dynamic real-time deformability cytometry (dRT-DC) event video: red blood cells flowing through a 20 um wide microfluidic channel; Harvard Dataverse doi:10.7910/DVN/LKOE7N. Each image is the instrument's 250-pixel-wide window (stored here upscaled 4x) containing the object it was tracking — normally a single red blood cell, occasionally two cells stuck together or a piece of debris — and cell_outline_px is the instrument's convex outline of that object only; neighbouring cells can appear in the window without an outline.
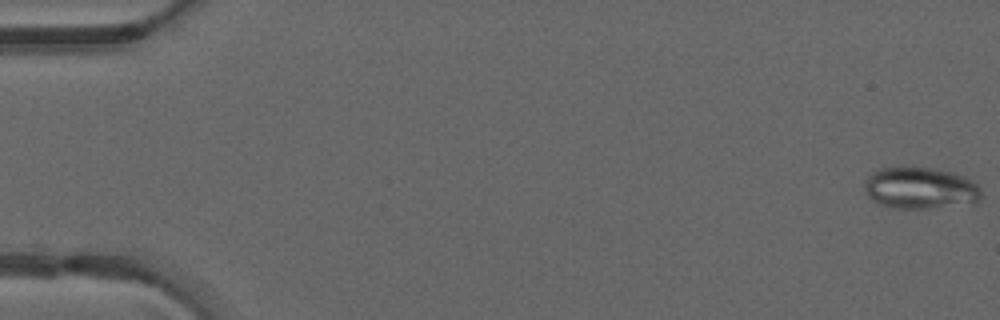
{"species": "common noctule bat (a hibernating species)", "species_latin": "Nyctalus noctula", "temperature_condition": "warm", "stored_images_in_passage": 14, "camera_frame_rate_fps": 3000, "um_per_image_px": 0.085, "animal": {"sex": "male", "forearm_length_mm": 52.5}, "frame": {"image": 1, "passage_image": 1, "time_ms": 0.0, "image_size_px": [1000, 320], "cell_outline_px": [[980, 200], [976, 204], [928, 208], [896, 208], [880, 204], [872, 200], [868, 196], [864, 188], [864, 184], [868, 176], [872, 172], [880, 168], [904, 164], [932, 168], [952, 172], [964, 176], [972, 180], [980, 188]], "centroid_in_image_um": [78.22, 15.96], "position_along_channel_um": 6.8, "area_um2": 29.13}}